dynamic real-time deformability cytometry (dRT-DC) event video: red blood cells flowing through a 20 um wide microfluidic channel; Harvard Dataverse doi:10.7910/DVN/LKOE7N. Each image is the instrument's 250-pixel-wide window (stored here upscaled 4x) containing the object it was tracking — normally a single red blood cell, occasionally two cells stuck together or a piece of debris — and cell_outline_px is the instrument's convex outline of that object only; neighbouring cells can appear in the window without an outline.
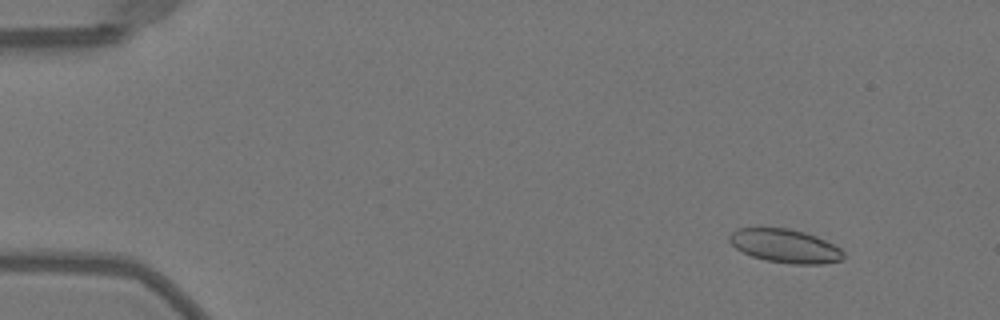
{"species": "Egyptian fruit bat (a non-hibernating species)", "species_latin": "Rousettus aegyptiacus", "temperature_condition": "warm", "stored_images_in_passage": 52, "camera_frame_rate_fps": 3000, "um_per_image_px": 0.085, "animal": {"sex": "female"}, "frame": {"image": 1, "passage_image": 6, "time_ms": 1.667, "image_size_px": [1000, 320], "cell_outline_px": [[844, 260], [820, 264], [792, 264], [768, 260], [752, 256], [736, 248], [728, 240], [728, 236], [736, 228], [788, 228], [804, 232], [816, 236], [840, 248], [844, 252]], "centroid_in_image_um": [66.74, 20.9], "position_along_channel_um": 18.3, "area_um2": 22.2}}
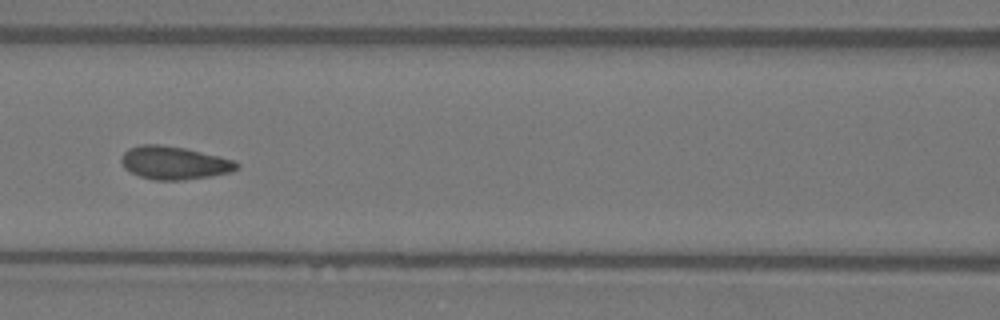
{"frame": {"image": 2, "passage_image": 24, "time_ms": 7.667, "image_size_px": [1000, 320], "cell_outline_px": [[240, 168], [232, 172], [212, 176], [184, 180], [156, 180], [140, 176], [124, 168], [120, 160], [124, 152], [128, 148], [140, 144], [160, 144], [184, 148], [220, 156], [232, 160], [240, 164]], "centroid_in_image_um": [14.82, 13.84], "position_along_channel_um": 151.8, "area_um2": 22.37}}
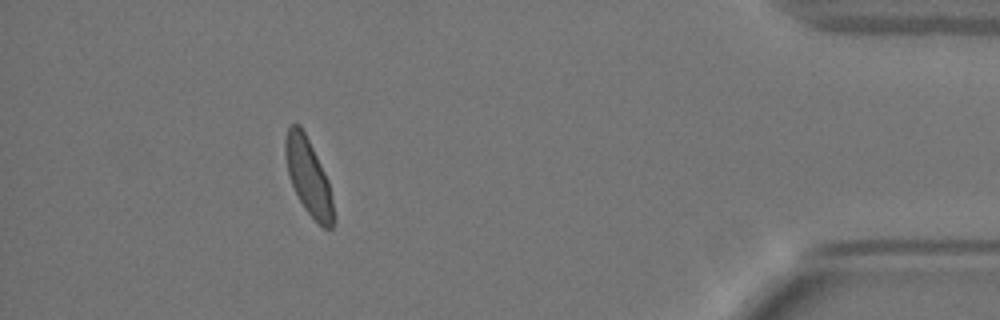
{"frame": {"image": 3, "passage_image": 47, "time_ms": 15.333, "image_size_px": [1000, 320], "cell_outline_px": [[332, 228], [324, 228], [304, 208], [292, 184], [288, 172], [284, 152], [284, 140], [288, 128], [292, 124], [300, 124], [328, 180], [332, 200]], "centroid_in_image_um": [26.18, 14.97], "position_along_channel_um": 409.0, "area_um2": 20.58}, "authors_computed_cell_mechanics": {"area_um2": 21.7906, "velocity_mm_per_s": 4.0207, "shape_relaxation_time_tau1_ms": 4.8039, "shape_relaxation_time_tau2_ms": null, "deformation_change_tau1": 0.1391, "deformation_change_tau2": null}}